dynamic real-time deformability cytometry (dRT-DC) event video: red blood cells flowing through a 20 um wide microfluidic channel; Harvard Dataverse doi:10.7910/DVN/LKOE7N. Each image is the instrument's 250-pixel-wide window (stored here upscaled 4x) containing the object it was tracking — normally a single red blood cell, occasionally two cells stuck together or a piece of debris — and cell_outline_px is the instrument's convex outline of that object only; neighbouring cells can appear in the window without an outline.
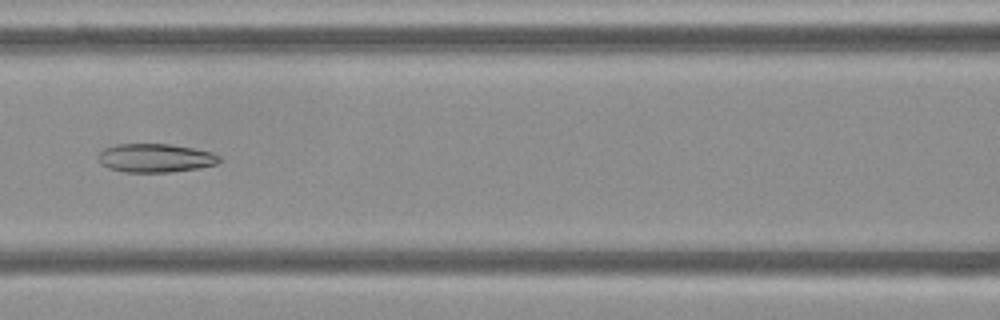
{"species": "Egyptian fruit bat (a non-hibernating species)", "species_latin": "Rousettus aegyptiacus", "temperature_condition": "cold", "stored_images_in_passage": 49, "camera_frame_rate_fps": 3000, "um_per_image_px": 0.085, "frame": {"image": 1, "passage_image": 20, "time_ms": 6.333, "image_size_px": [1000, 320], "cell_outline_px": [[220, 160], [216, 164], [200, 168], [168, 172], [124, 172], [108, 168], [100, 164], [96, 156], [104, 148], [116, 144], [168, 144], [192, 148], [212, 152], [220, 156]], "centroid_in_image_um": [13.17, 13.43], "position_along_channel_um": 153.4, "area_um2": 20.29}}
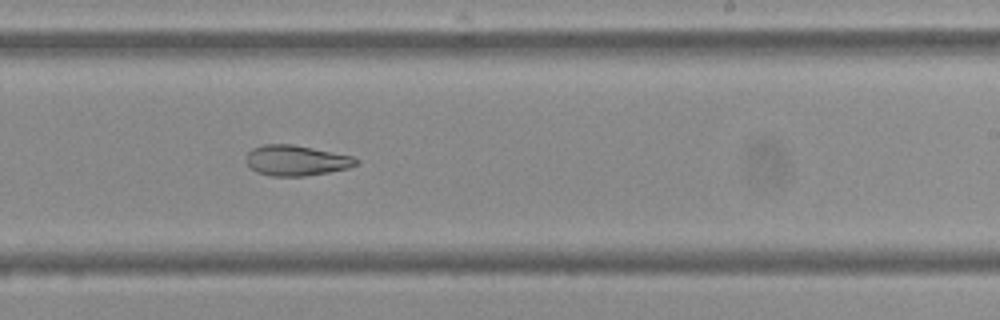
{"frame": {"image": 2, "passage_image": 29, "time_ms": 9.333, "image_size_px": [1000, 320], "cell_outline_px": [[360, 160], [356, 164], [348, 168], [328, 172], [304, 176], [272, 176], [256, 172], [244, 160], [248, 152], [252, 148], [264, 144], [292, 144], [352, 156]], "centroid_in_image_um": [25.14, 13.64], "position_along_channel_um": 263.9, "area_um2": 19.42}}
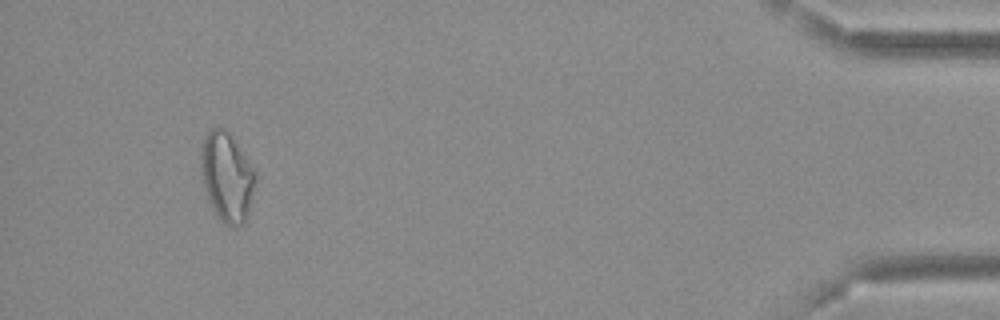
{"frame": {"image": 3, "passage_image": 47, "time_ms": 15.333, "image_size_px": [1000, 320], "cell_outline_px": [[256, 180], [248, 216], [244, 224], [232, 228], [228, 228], [220, 220], [212, 208], [208, 200], [200, 168], [200, 152], [204, 136], [212, 128], [224, 128], [228, 132], [240, 148], [256, 172]], "centroid_in_image_um": [19.29, 15.08], "position_along_channel_um": 415.9, "area_um2": 28.55}, "authors_computed_cell_mechanics": {"area_um2": 24.1026, "velocity_mm_per_s": 3.6853, "shape_relaxation_time_tau1_ms": null, "shape_relaxation_time_tau2_ms": 4.5317, "deformation_change_tau1": null, "deformation_change_tau2": 0.1125}}